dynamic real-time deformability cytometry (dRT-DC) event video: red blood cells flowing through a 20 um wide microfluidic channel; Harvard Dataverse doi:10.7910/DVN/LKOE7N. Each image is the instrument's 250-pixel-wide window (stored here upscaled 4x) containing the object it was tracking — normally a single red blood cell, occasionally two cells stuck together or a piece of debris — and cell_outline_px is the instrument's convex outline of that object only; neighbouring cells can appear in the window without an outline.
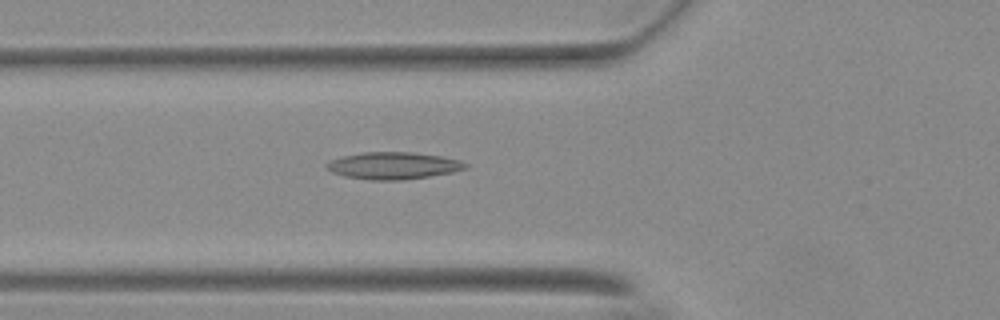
{"species": "Egyptian fruit bat (a non-hibernating species)", "species_latin": "Rousettus aegyptiacus", "temperature_condition": "warm", "stored_images_in_passage": 38, "camera_frame_rate_fps": 3000, "um_per_image_px": 0.085, "animal": {"sex": "female"}, "frame": {"image": 1, "passage_image": 7, "time_ms": 2.0, "image_size_px": [1000, 320], "cell_outline_px": [[468, 168], [452, 172], [404, 180], [372, 180], [344, 176], [332, 172], [324, 164], [332, 160], [344, 156], [364, 152], [412, 152], [440, 156], [460, 160], [468, 164]], "centroid_in_image_um": [33.45, 14.08], "position_along_channel_um": 92.3, "area_um2": 21.73}}
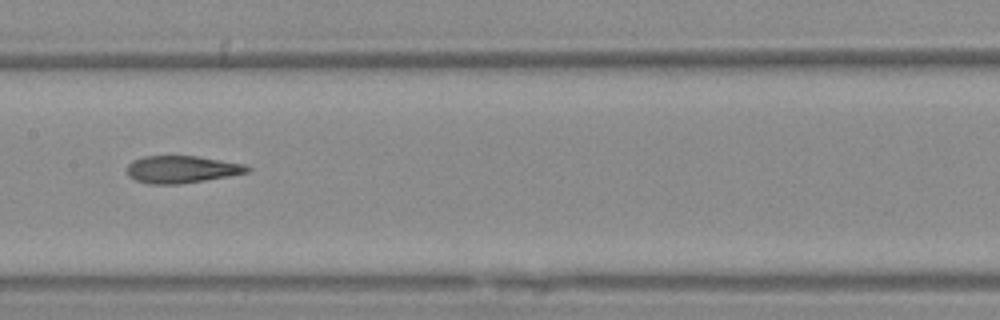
{"frame": {"image": 2, "passage_image": 15, "time_ms": 4.667, "image_size_px": [1000, 320], "cell_outline_px": [[252, 168], [248, 172], [228, 176], [180, 184], [148, 184], [136, 180], [128, 176], [128, 164], [132, 160], [144, 156], [196, 156], [244, 164]], "centroid_in_image_um": [15.42, 14.39], "position_along_channel_um": 192.0, "area_um2": 19.02}}
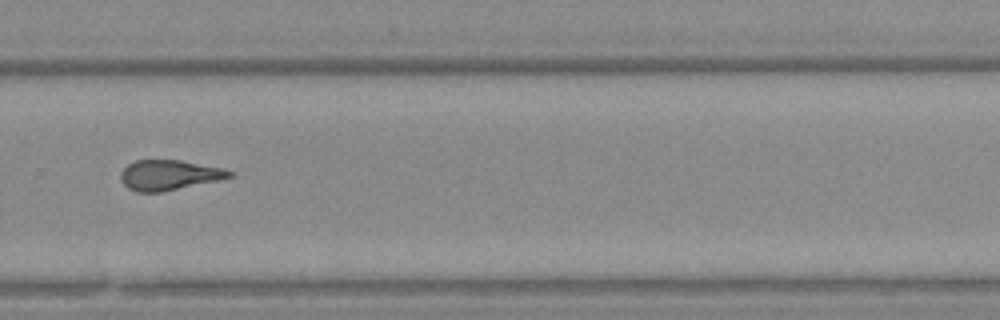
{"frame": {"image": 3, "passage_image": 25, "time_ms": 8.0, "image_size_px": [1000, 320], "cell_outline_px": [[236, 172], [232, 176], [216, 180], [164, 192], [136, 192], [128, 188], [120, 180], [120, 172], [128, 164], [136, 160], [180, 160], [224, 168]], "centroid_in_image_um": [14.35, 14.88], "position_along_channel_um": 315.4, "area_um2": 19.13}, "authors_computed_cell_mechanics": {"area_um2": 19.6231, "velocity_mm_per_s": 3.7186, "shape_relaxation_time_tau1_ms": null, "shape_relaxation_time_tau2_ms": 2.9573, "deformation_change_tau1": null, "deformation_change_tau2": 0.1327}}